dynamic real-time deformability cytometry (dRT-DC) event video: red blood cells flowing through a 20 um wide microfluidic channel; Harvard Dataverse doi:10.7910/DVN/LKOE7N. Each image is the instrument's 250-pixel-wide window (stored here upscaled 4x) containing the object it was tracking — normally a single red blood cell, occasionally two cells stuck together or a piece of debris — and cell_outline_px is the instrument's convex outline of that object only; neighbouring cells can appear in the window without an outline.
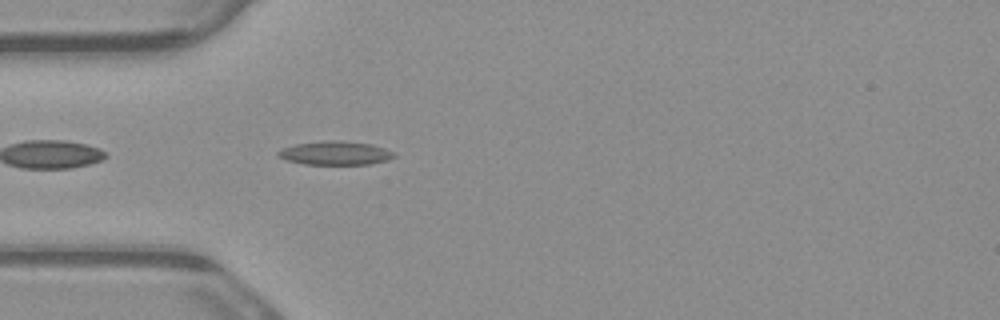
{"species": "common noctule bat (a hibernating species)", "species_latin": "Nyctalus noctula", "temperature_condition": "warm", "stored_images_in_passage": 3, "segment_of_instrument_passage": [2, 2], "camera_frame_rate_fps": 3000, "um_per_image_px": 0.085, "animal": {"sex": "male", "body_mass_g": 23.1, "forearm_length_mm": 52.7}, "frame": {"image": 1, "passage_image": 3, "time_ms": 0.667, "image_size_px": [1000, 320], "cell_outline_px": [[396, 156], [388, 160], [372, 164], [304, 164], [284, 160], [276, 156], [276, 152], [284, 148], [296, 144], [324, 140], [340, 140], [372, 144], [384, 148], [392, 152]], "centroid_in_image_um": [28.48, 13.01], "position_along_channel_um": 56.5, "area_um2": 16.13}}